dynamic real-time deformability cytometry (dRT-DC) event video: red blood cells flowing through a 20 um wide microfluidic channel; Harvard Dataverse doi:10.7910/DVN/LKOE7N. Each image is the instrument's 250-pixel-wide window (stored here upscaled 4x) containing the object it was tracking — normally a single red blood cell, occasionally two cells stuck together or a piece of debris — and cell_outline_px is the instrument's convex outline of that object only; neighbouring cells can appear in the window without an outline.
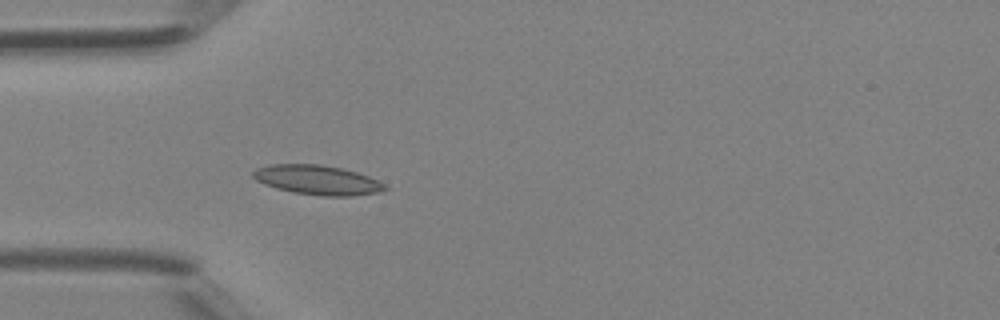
{"species": "Egyptian fruit bat (a non-hibernating species)", "species_latin": "Rousettus aegyptiacus", "temperature_condition": "room temperature", "stored_images_in_passage": 33, "camera_frame_rate_fps": 3000, "um_per_image_px": 0.085, "animal": {"sex": "female"}, "frame": {"image": 1, "passage_image": 4, "time_ms": 1.0, "image_size_px": [1000, 320], "cell_outline_px": [[388, 188], [380, 192], [352, 196], [324, 196], [292, 192], [276, 188], [264, 184], [256, 180], [252, 176], [252, 172], [256, 168], [268, 164], [320, 164], [340, 168], [356, 172], [368, 176], [384, 184]], "centroid_in_image_um": [26.94, 15.29], "position_along_channel_um": 58.1, "area_um2": 22.66}}
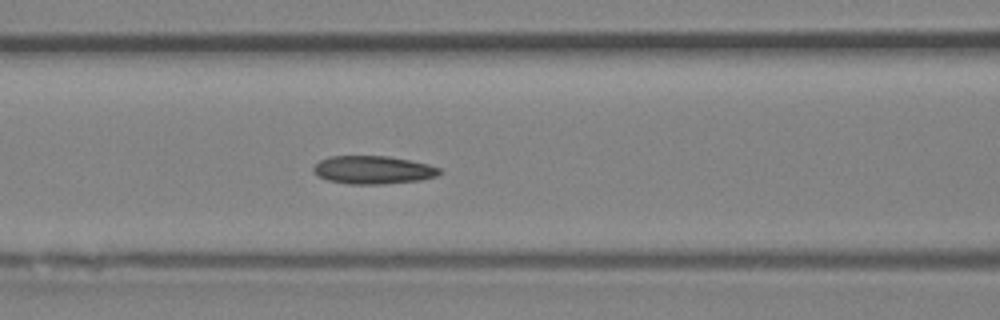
{"frame": {"image": 2, "passage_image": 9, "time_ms": 2.667, "image_size_px": [1000, 320], "cell_outline_px": [[444, 172], [436, 176], [420, 180], [384, 184], [352, 184], [328, 180], [320, 176], [312, 168], [320, 160], [328, 156], [388, 156], [428, 164], [440, 168]], "centroid_in_image_um": [31.75, 14.44], "position_along_channel_um": 134.9, "area_um2": 20.52}}
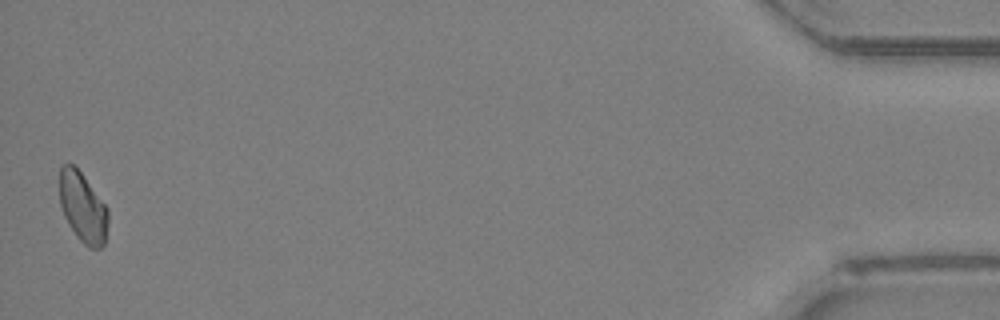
{"frame": {"image": 3, "passage_image": 33, "time_ms": 10.667, "image_size_px": [1000, 320], "cell_outline_px": [[108, 224], [104, 244], [100, 248], [88, 248], [76, 236], [68, 224], [64, 216], [60, 204], [60, 168], [64, 164], [72, 164], [80, 172], [108, 208]], "centroid_in_image_um": [7.04, 17.66], "position_along_channel_um": 428.2, "area_um2": 19.65}}